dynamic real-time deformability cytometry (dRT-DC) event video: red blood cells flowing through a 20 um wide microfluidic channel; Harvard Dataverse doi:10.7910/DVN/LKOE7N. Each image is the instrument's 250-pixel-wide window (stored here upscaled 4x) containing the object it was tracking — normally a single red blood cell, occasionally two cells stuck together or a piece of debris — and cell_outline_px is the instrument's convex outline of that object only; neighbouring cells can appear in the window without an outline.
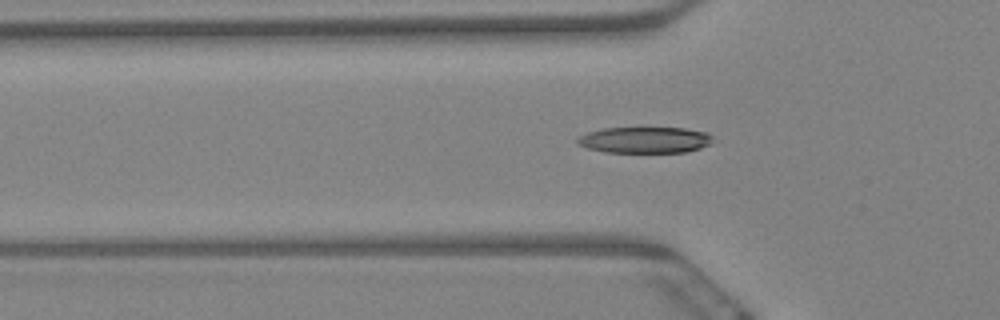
{"species": "Egyptian fruit bat (a non-hibernating species)", "species_latin": "Rousettus aegyptiacus", "temperature_condition": "warm", "stored_images_in_passage": 57, "camera_frame_rate_fps": 3000, "um_per_image_px": 0.085, "animal": {"sex": "female"}, "frame": {"image": 1, "passage_image": 21, "time_ms": 6.667, "image_size_px": [1000, 320], "cell_outline_px": [[712, 140], [708, 144], [700, 148], [684, 152], [604, 152], [588, 148], [580, 144], [576, 140], [580, 136], [588, 132], [604, 128], [684, 128], [708, 132], [712, 136]], "centroid_in_image_um": [54.83, 11.89], "position_along_channel_um": 71.0, "area_um2": 20.46}}
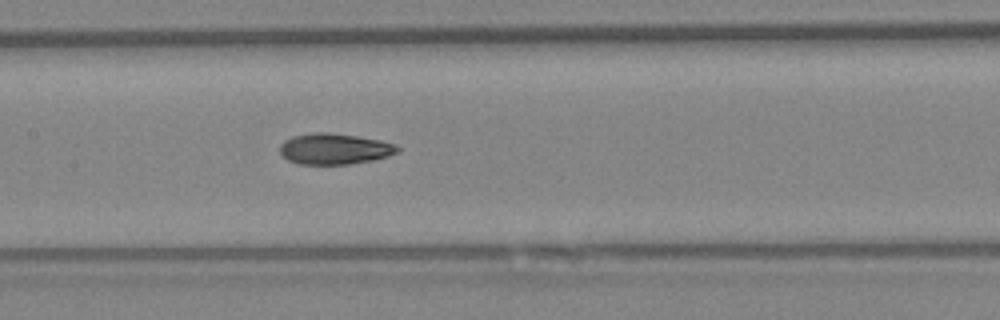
{"frame": {"image": 2, "passage_image": 31, "time_ms": 10.0, "image_size_px": [1000, 320], "cell_outline_px": [[400, 152], [388, 156], [372, 160], [348, 164], [300, 164], [288, 160], [280, 152], [280, 144], [284, 140], [292, 136], [312, 132], [328, 132], [356, 136], [380, 140], [396, 144], [400, 148]], "centroid_in_image_um": [28.44, 12.64], "position_along_channel_um": 179.0, "area_um2": 21.27}}
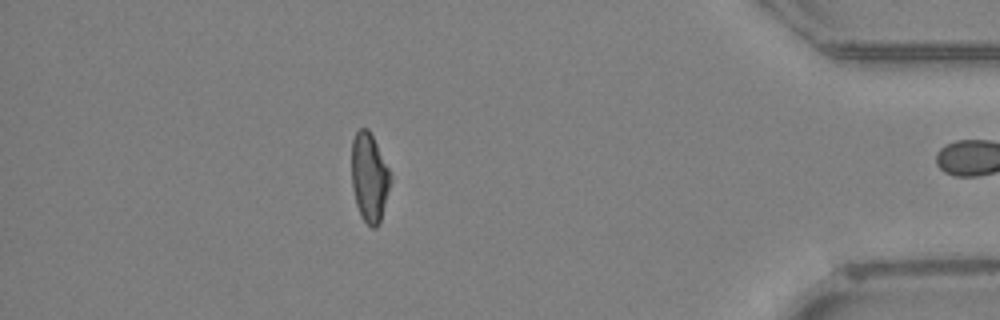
{"frame": {"image": 3, "passage_image": 56, "time_ms": 18.333, "image_size_px": [1000, 320], "cell_outline_px": [[388, 188], [380, 220], [376, 228], [372, 228], [360, 216], [356, 204], [352, 188], [352, 140], [356, 132], [360, 128], [368, 128], [388, 168]], "centroid_in_image_um": [31.34, 15.07], "position_along_channel_um": 403.9, "area_um2": 19.36}}